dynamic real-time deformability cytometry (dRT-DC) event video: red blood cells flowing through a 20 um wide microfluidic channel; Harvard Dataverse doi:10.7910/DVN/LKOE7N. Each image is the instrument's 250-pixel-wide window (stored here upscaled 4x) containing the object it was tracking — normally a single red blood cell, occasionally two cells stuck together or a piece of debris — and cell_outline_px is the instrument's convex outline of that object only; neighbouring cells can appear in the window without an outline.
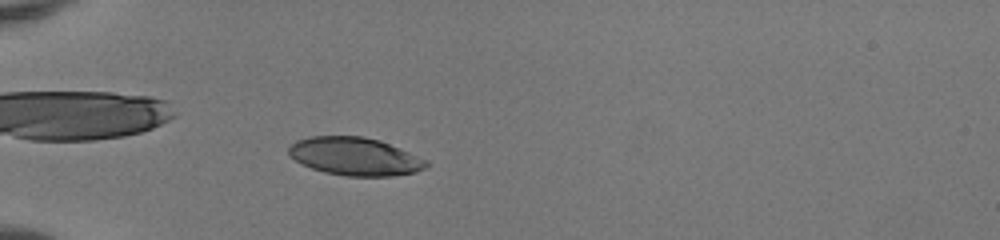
{"species": "human", "species_latin": "Homo sapiens", "temperature_condition": "room temperature", "stored_images_in_passage": 38, "camera_frame_rate_fps": 3000, "um_per_image_px": 0.085, "donor": {"sex": "female"}, "frame": {"image": 1, "passage_image": 4, "time_ms": 1.0, "image_size_px": [1000, 240], "cell_outline_px": [[428, 164], [424, 168], [416, 172], [392, 176], [348, 176], [324, 172], [300, 164], [288, 152], [288, 148], [296, 140], [308, 136], [364, 136], [380, 140], [400, 148], [428, 160]], "centroid_in_image_um": [30.17, 13.29], "position_along_channel_um": 54.8, "area_um2": 30.52}}
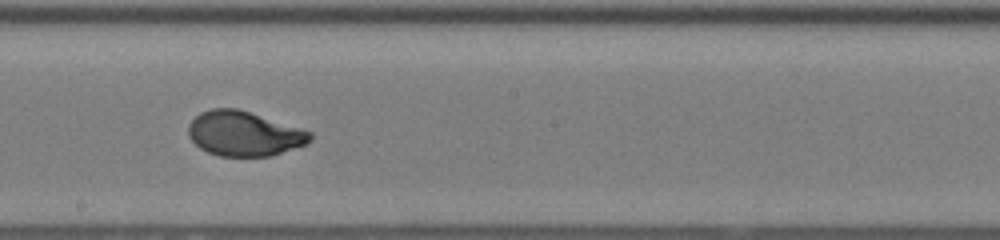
{"frame": {"image": 2, "passage_image": 18, "time_ms": 5.667, "image_size_px": [1000, 240], "cell_outline_px": [[312, 140], [308, 144], [272, 156], [220, 156], [208, 152], [200, 148], [188, 136], [188, 124], [200, 112], [212, 108], [236, 108], [300, 128], [312, 132]], "centroid_in_image_um": [20.75, 11.37], "position_along_channel_um": 227.4, "area_um2": 31.73}}
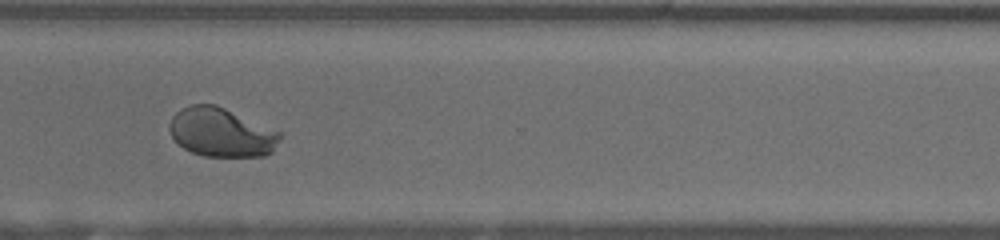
{"frame": {"image": 3, "passage_image": 27, "time_ms": 8.667, "image_size_px": [1000, 240], "cell_outline_px": [[284, 136], [272, 152], [264, 156], [204, 156], [192, 152], [184, 148], [172, 136], [168, 128], [168, 124], [172, 116], [180, 108], [192, 104], [216, 104], [280, 132]], "centroid_in_image_um": [18.81, 11.25], "position_along_channel_um": 351.8, "area_um2": 31.56}, "authors_computed_cell_mechanics": {"area_um2": 31.9634, "velocity_mm_per_s": 4.1495, "shape_relaxation_time_tau1_ms": 3.1924, "shape_relaxation_time_tau2_ms": null, "deformation_change_tau1": 0.1905, "deformation_change_tau2": null}}